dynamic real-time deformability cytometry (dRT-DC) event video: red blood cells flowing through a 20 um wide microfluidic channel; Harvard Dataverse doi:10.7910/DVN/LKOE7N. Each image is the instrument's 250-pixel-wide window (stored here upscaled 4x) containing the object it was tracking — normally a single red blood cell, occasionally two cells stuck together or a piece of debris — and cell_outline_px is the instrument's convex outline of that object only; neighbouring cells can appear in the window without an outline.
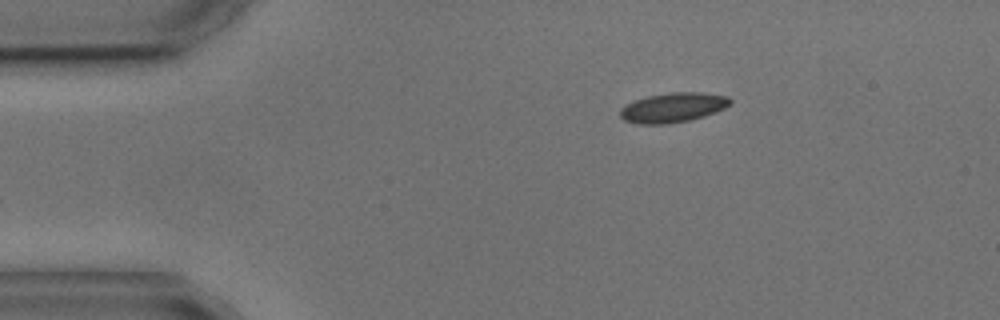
{"species": "common noctule bat (a hibernating species)", "species_latin": "Nyctalus noctula", "temperature_condition": "cold", "stored_images_in_passage": 8, "camera_frame_rate_fps": 3000, "um_per_image_px": 0.085, "animal": {"sex": "male", "body_mass_g": 17.9, "forearm_length_mm": 54.2}, "frame": {"image": 1, "passage_image": 1, "time_ms": 0.0, "image_size_px": [1000, 320], "cell_outline_px": [[732, 104], [724, 108], [704, 116], [688, 120], [668, 124], [640, 124], [624, 120], [620, 116], [620, 108], [624, 104], [648, 96], [668, 92], [700, 92], [728, 96], [732, 100]], "centroid_in_image_um": [57.2, 9.13], "position_along_channel_um": 27.8, "area_um2": 19.07}}
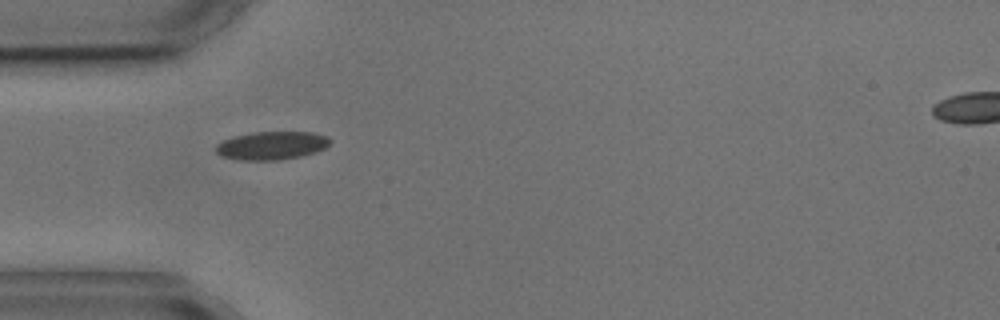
{"frame": {"image": 2, "passage_image": 3, "time_ms": 2.333, "image_size_px": [1000, 320], "cell_outline_px": [[332, 140], [324, 148], [316, 152], [304, 156], [280, 160], [240, 160], [220, 156], [216, 152], [216, 144], [232, 136], [252, 132], [312, 132], [328, 136]], "centroid_in_image_um": [23.1, 12.37], "position_along_channel_um": 61.9, "area_um2": 19.02}}
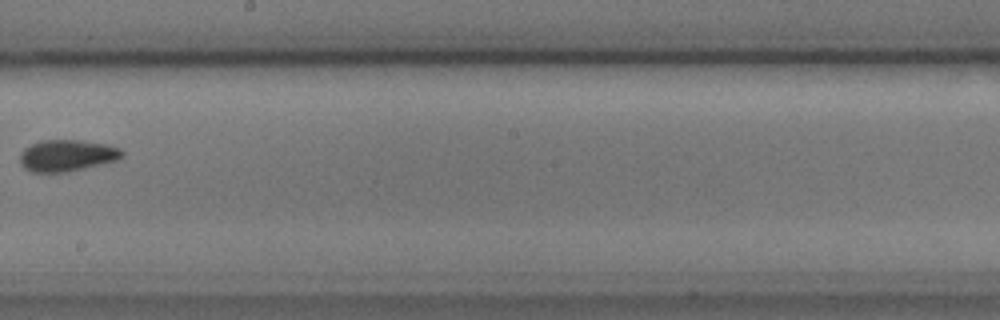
{"frame": {"image": 3, "passage_image": 7, "time_ms": 7.333, "image_size_px": [1000, 320], "cell_outline_px": [[124, 156], [116, 160], [84, 168], [64, 172], [32, 172], [24, 168], [20, 160], [20, 152], [24, 148], [40, 140], [80, 140], [108, 144], [120, 148], [124, 152]], "centroid_in_image_um": [5.7, 13.2], "position_along_channel_um": 242.5, "area_um2": 18.79}}